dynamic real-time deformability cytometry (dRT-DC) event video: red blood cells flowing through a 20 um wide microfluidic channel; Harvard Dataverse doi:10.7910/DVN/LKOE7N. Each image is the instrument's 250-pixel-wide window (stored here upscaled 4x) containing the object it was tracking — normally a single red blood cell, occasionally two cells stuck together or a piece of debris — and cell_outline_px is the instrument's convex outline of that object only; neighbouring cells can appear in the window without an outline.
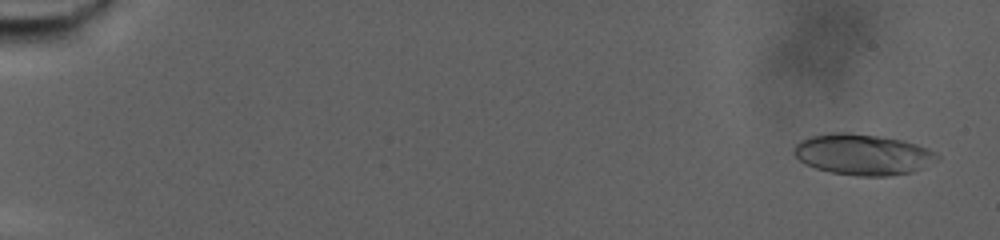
{"species": "human", "species_latin": "Homo sapiens", "temperature_condition": "warm", "stored_images_in_passage": 81, "camera_frame_rate_fps": 3000, "um_per_image_px": 0.085, "donor": {"sex": "male"}, "frame": {"image": 1, "passage_image": 4, "time_ms": 1.0, "image_size_px": [1000, 240], "cell_outline_px": [[940, 160], [912, 172], [888, 176], [856, 176], [832, 172], [816, 168], [804, 164], [792, 152], [792, 148], [800, 140], [812, 136], [832, 132], [848, 132], [880, 136], [904, 140], [928, 148], [936, 152], [940, 156]], "centroid_in_image_um": [73.36, 13.12], "position_along_channel_um": 11.6, "area_um2": 34.45}}
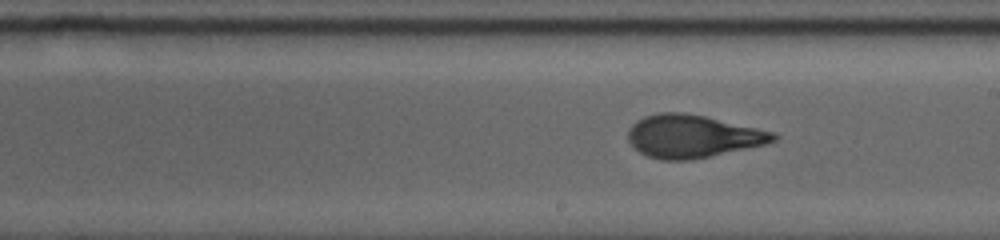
{"frame": {"image": 2, "passage_image": 49, "time_ms": 16.0, "image_size_px": [1000, 240], "cell_outline_px": [[780, 136], [776, 140], [768, 144], [692, 160], [660, 160], [648, 156], [640, 152], [628, 140], [628, 128], [636, 120], [644, 116], [660, 112], [684, 112], [704, 116], [776, 132]], "centroid_in_image_um": [58.89, 11.58], "position_along_channel_um": 230.1, "area_um2": 36.47}}
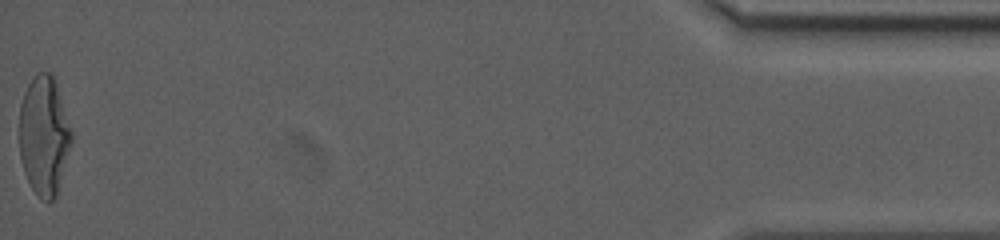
{"frame": {"image": 3, "passage_image": 81, "time_ms": 26.667, "image_size_px": [1000, 240], "cell_outline_px": [[72, 140], [56, 196], [48, 204], [40, 200], [32, 188], [24, 172], [20, 160], [20, 104], [24, 92], [28, 84], [36, 72], [52, 72], [72, 132]], "centroid_in_image_um": [3.73, 11.54], "position_along_channel_um": 431.5, "area_um2": 36.13}, "authors_computed_cell_mechanics": {"area_um2": 35.1424, "velocity_mm_per_s": 2.6758, "shape_relaxation_time_tau1_ms": null, "shape_relaxation_time_tau2_ms": 1.3957, "deformation_change_tau1": null, "deformation_change_tau2": 0.0819}}